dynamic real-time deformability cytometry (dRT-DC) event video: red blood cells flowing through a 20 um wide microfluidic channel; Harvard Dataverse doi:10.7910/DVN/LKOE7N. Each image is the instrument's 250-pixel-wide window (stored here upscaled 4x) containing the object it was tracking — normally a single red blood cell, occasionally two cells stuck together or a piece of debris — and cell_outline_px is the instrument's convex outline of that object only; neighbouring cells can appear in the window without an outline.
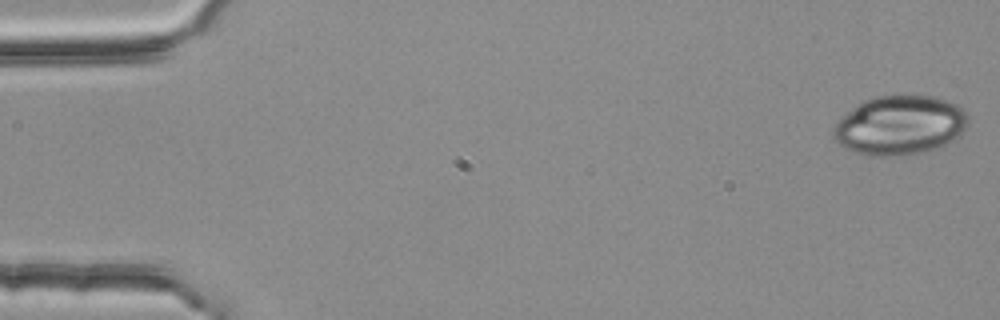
{"species": "common noctule bat (a hibernating species)", "species_latin": "Nyctalus noctula", "temperature_condition": "room temperature", "stored_images_in_passage": 54, "camera_frame_rate_fps": 3000, "um_per_image_px": 0.085, "animal": {"sex": "female", "body_mass_g": 25.1}, "frame": {"image": 1, "passage_image": 1, "time_ms": 0.0, "image_size_px": [1000, 320], "cell_outline_px": [[968, 124], [960, 136], [944, 144], [920, 152], [900, 156], [872, 156], [856, 152], [844, 148], [836, 140], [832, 132], [832, 128], [852, 108], [864, 100], [876, 96], [936, 96], [948, 100], [956, 104], [968, 116]], "centroid_in_image_um": [76.49, 10.64], "position_along_channel_um": 8.5, "area_um2": 46.12}}
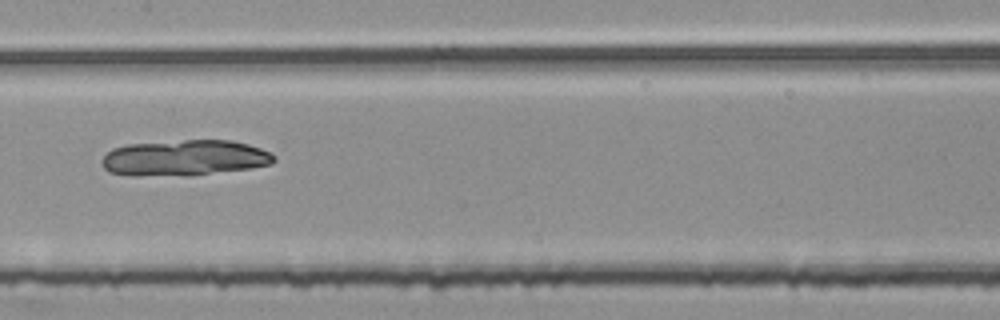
{"frame": {"image": 2, "passage_image": 27, "time_ms": 8.667, "image_size_px": [1000, 320], "cell_outline_px": [[276, 160], [272, 164], [252, 168], [208, 172], [132, 176], [108, 172], [104, 168], [100, 160], [112, 148], [128, 144], [184, 140], [232, 140], [248, 144], [260, 148], [276, 156]], "centroid_in_image_um": [15.67, 13.39], "position_along_channel_um": 191.7, "area_um2": 35.2}}
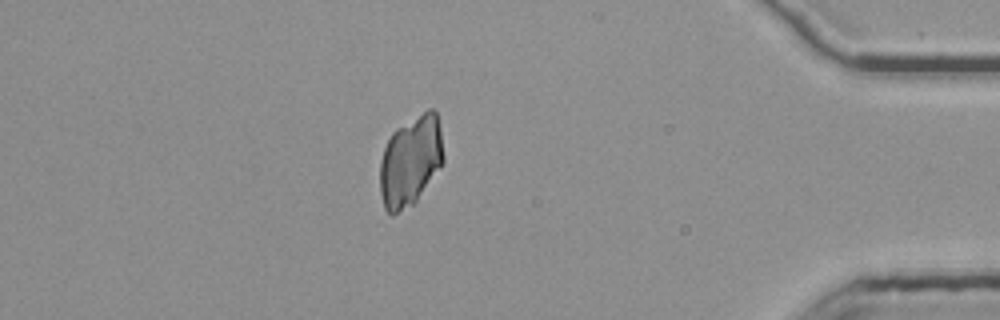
{"frame": {"image": 3, "passage_image": 47, "time_ms": 15.333, "image_size_px": [1000, 320], "cell_outline_px": [[444, 160], [440, 168], [416, 200], [412, 204], [392, 216], [384, 208], [380, 192], [380, 164], [384, 148], [392, 132], [396, 128], [428, 108], [432, 108], [436, 112], [440, 128], [444, 156]], "centroid_in_image_um": [34.89, 13.67], "position_along_channel_um": 400.3, "area_um2": 33.35}}